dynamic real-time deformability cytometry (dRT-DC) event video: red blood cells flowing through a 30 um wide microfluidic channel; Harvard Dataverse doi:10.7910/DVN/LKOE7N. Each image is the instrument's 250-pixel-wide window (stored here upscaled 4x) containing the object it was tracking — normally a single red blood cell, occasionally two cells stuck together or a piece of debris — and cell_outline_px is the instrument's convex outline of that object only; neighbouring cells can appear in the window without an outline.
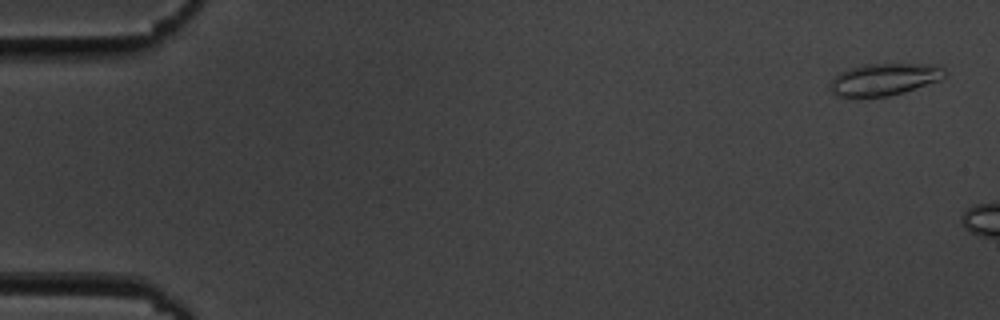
{"species": "common noctule bat (a hibernating species)", "species_latin": "Nyctalus noctula", "temperature_condition": "cold", "stored_images_in_passage": 15, "camera_frame_rate_fps": 3000, "um_per_image_px": 0.085, "animal": {"sex": "male", "body_mass_g": 19.5, "forearm_length_mm": 54.6}, "frame": {"image": 1, "passage_image": 2, "time_ms": 0.333, "image_size_px": [1000, 320], "cell_outline_px": [[948, 72], [940, 80], [904, 92], [888, 96], [856, 100], [836, 96], [828, 88], [828, 84], [840, 72], [864, 64], [928, 64], [944, 68]], "centroid_in_image_um": [75.09, 6.79], "position_along_channel_um": 9.9, "area_um2": 21.96}}